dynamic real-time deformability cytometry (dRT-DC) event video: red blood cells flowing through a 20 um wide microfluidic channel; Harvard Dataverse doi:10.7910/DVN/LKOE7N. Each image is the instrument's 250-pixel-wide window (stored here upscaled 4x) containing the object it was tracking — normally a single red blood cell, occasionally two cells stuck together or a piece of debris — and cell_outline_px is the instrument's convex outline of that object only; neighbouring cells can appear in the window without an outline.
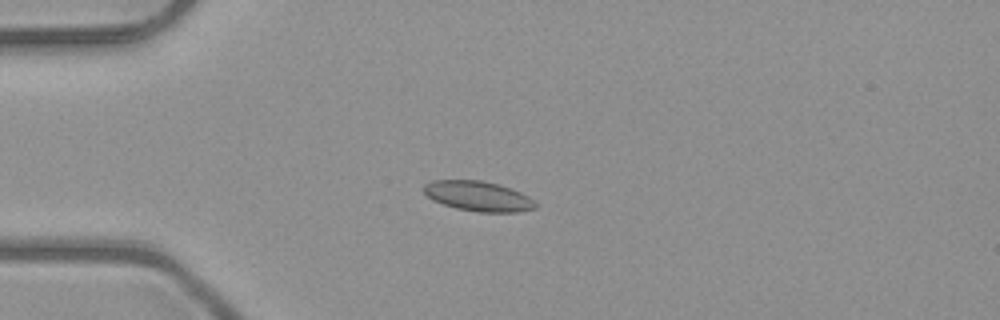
{"species": "common noctule bat (a hibernating species)", "species_latin": "Nyctalus noctula", "temperature_condition": "room temperature", "stored_images_in_passage": 32, "camera_frame_rate_fps": 3000, "um_per_image_px": 0.085, "animal": {"sex": "male", "body_mass_g": 23.1, "forearm_length_mm": 52.7}, "frame": {"image": 1, "passage_image": 14, "time_ms": 4.333, "image_size_px": [1000, 320], "cell_outline_px": [[536, 208], [516, 212], [476, 212], [456, 208], [432, 200], [424, 192], [424, 184], [432, 180], [480, 180], [500, 184], [520, 192], [528, 196], [536, 204]], "centroid_in_image_um": [40.63, 16.67], "position_along_channel_um": 44.4, "area_um2": 19.48}}
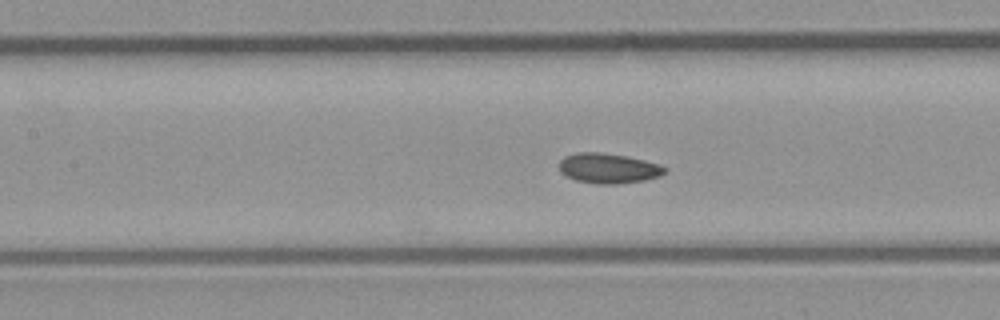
{"frame": {"image": 2, "passage_image": 24, "time_ms": 7.667, "image_size_px": [1000, 320], "cell_outline_px": [[668, 168], [660, 176], [644, 180], [620, 184], [596, 184], [576, 180], [564, 176], [560, 172], [560, 160], [564, 156], [576, 152], [600, 152], [628, 156], [660, 164]], "centroid_in_image_um": [51.7, 14.3], "position_along_channel_um": 155.7, "area_um2": 18.73}}
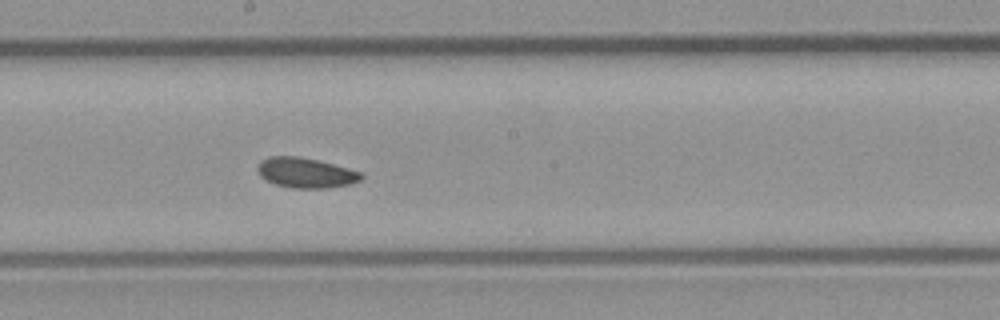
{"frame": {"image": 3, "passage_image": 29, "time_ms": 9.333, "image_size_px": [1000, 320], "cell_outline_px": [[364, 176], [360, 180], [348, 184], [328, 188], [292, 188], [276, 184], [264, 180], [256, 172], [256, 168], [260, 160], [268, 156], [296, 156], [316, 160], [364, 172]], "centroid_in_image_um": [25.94, 14.68], "position_along_channel_um": 222.3, "area_um2": 18.32}}